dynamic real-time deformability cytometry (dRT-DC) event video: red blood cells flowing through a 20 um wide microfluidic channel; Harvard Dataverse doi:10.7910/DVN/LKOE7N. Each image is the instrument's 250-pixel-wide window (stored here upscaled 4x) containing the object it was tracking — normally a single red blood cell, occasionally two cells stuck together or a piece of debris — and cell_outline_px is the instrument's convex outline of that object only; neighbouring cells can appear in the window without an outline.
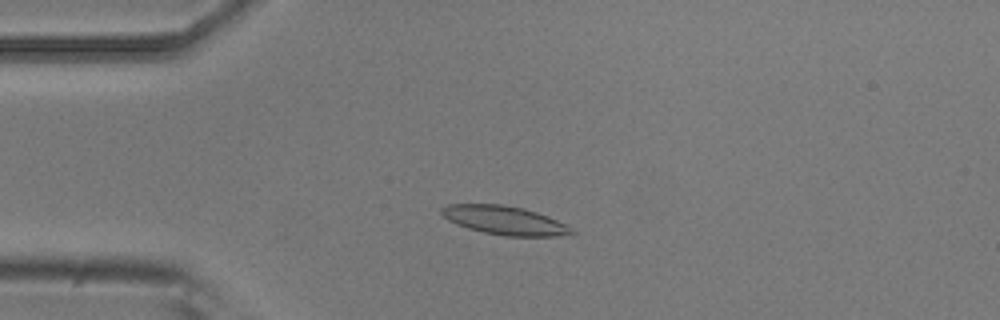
{"species": "common noctule bat (a hibernating species)", "species_latin": "Nyctalus noctula", "temperature_condition": "room temperature", "stored_images_in_passage": 6, "camera_frame_rate_fps": 3000, "um_per_image_px": 0.085, "animal": {"sex": "male", "body_mass_g": 20.5, "forearm_length_mm": 52.5}, "frame": {"image": 1, "passage_image": 4, "time_ms": 1.0, "image_size_px": [1000, 320], "cell_outline_px": [[576, 232], [556, 236], [504, 236], [484, 232], [468, 228], [456, 224], [448, 220], [440, 212], [440, 208], [448, 204], [500, 204], [524, 208], [548, 216], [568, 224]], "centroid_in_image_um": [42.89, 18.72], "position_along_channel_um": 42.1, "area_um2": 21.79}}
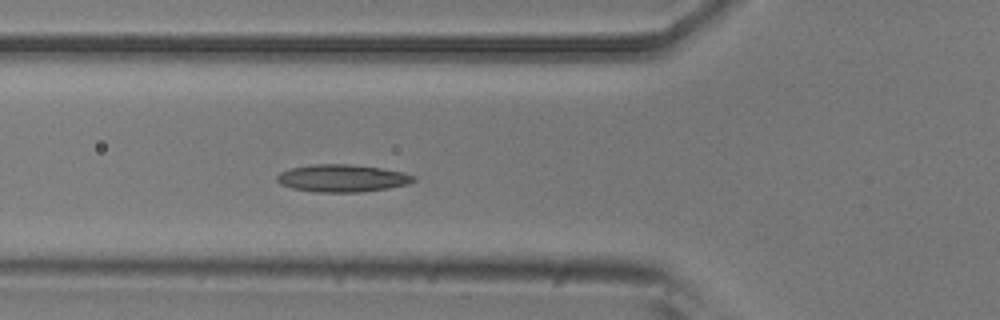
{"frame": {"image": 2, "passage_image": 6, "time_ms": 1.667, "image_size_px": [1000, 320], "cell_outline_px": [[416, 180], [408, 184], [388, 188], [360, 192], [316, 192], [292, 188], [280, 184], [276, 180], [276, 176], [280, 172], [288, 168], [312, 164], [348, 164], [380, 168], [404, 172], [416, 176]], "centroid_in_image_um": [29.07, 15.14], "position_along_channel_um": 96.7, "area_um2": 21.96}}